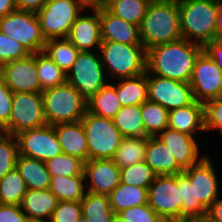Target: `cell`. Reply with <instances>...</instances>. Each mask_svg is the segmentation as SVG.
Listing matches in <instances>:
<instances>
[{
    "label": "cell",
    "instance_id": "49",
    "mask_svg": "<svg viewBox=\"0 0 222 222\" xmlns=\"http://www.w3.org/2000/svg\"><path fill=\"white\" fill-rule=\"evenodd\" d=\"M48 0H15L18 10L37 13Z\"/></svg>",
    "mask_w": 222,
    "mask_h": 222
},
{
    "label": "cell",
    "instance_id": "11",
    "mask_svg": "<svg viewBox=\"0 0 222 222\" xmlns=\"http://www.w3.org/2000/svg\"><path fill=\"white\" fill-rule=\"evenodd\" d=\"M47 124L42 93H13L9 123L1 130L12 135Z\"/></svg>",
    "mask_w": 222,
    "mask_h": 222
},
{
    "label": "cell",
    "instance_id": "41",
    "mask_svg": "<svg viewBox=\"0 0 222 222\" xmlns=\"http://www.w3.org/2000/svg\"><path fill=\"white\" fill-rule=\"evenodd\" d=\"M28 55V51L21 43L0 31V67L5 63L25 58Z\"/></svg>",
    "mask_w": 222,
    "mask_h": 222
},
{
    "label": "cell",
    "instance_id": "15",
    "mask_svg": "<svg viewBox=\"0 0 222 222\" xmlns=\"http://www.w3.org/2000/svg\"><path fill=\"white\" fill-rule=\"evenodd\" d=\"M189 83L197 102L222 98V70L204 51L196 60Z\"/></svg>",
    "mask_w": 222,
    "mask_h": 222
},
{
    "label": "cell",
    "instance_id": "16",
    "mask_svg": "<svg viewBox=\"0 0 222 222\" xmlns=\"http://www.w3.org/2000/svg\"><path fill=\"white\" fill-rule=\"evenodd\" d=\"M0 76L13 93H42L36 67V53L0 67Z\"/></svg>",
    "mask_w": 222,
    "mask_h": 222
},
{
    "label": "cell",
    "instance_id": "18",
    "mask_svg": "<svg viewBox=\"0 0 222 222\" xmlns=\"http://www.w3.org/2000/svg\"><path fill=\"white\" fill-rule=\"evenodd\" d=\"M157 137L166 145L183 170L197 164L206 156H199L196 136L166 128Z\"/></svg>",
    "mask_w": 222,
    "mask_h": 222
},
{
    "label": "cell",
    "instance_id": "22",
    "mask_svg": "<svg viewBox=\"0 0 222 222\" xmlns=\"http://www.w3.org/2000/svg\"><path fill=\"white\" fill-rule=\"evenodd\" d=\"M64 154L88 161V145L83 124L80 121L53 125Z\"/></svg>",
    "mask_w": 222,
    "mask_h": 222
},
{
    "label": "cell",
    "instance_id": "19",
    "mask_svg": "<svg viewBox=\"0 0 222 222\" xmlns=\"http://www.w3.org/2000/svg\"><path fill=\"white\" fill-rule=\"evenodd\" d=\"M93 15L81 14L71 26L67 38L75 45L79 51H90L99 47L102 43L100 5L90 6Z\"/></svg>",
    "mask_w": 222,
    "mask_h": 222
},
{
    "label": "cell",
    "instance_id": "2",
    "mask_svg": "<svg viewBox=\"0 0 222 222\" xmlns=\"http://www.w3.org/2000/svg\"><path fill=\"white\" fill-rule=\"evenodd\" d=\"M139 29L146 51L154 46L181 39L178 2L152 0Z\"/></svg>",
    "mask_w": 222,
    "mask_h": 222
},
{
    "label": "cell",
    "instance_id": "32",
    "mask_svg": "<svg viewBox=\"0 0 222 222\" xmlns=\"http://www.w3.org/2000/svg\"><path fill=\"white\" fill-rule=\"evenodd\" d=\"M152 0H107L103 6L113 15L140 26Z\"/></svg>",
    "mask_w": 222,
    "mask_h": 222
},
{
    "label": "cell",
    "instance_id": "35",
    "mask_svg": "<svg viewBox=\"0 0 222 222\" xmlns=\"http://www.w3.org/2000/svg\"><path fill=\"white\" fill-rule=\"evenodd\" d=\"M169 111L159 103L149 100L141 104V115L144 123L146 137H157L168 128Z\"/></svg>",
    "mask_w": 222,
    "mask_h": 222
},
{
    "label": "cell",
    "instance_id": "33",
    "mask_svg": "<svg viewBox=\"0 0 222 222\" xmlns=\"http://www.w3.org/2000/svg\"><path fill=\"white\" fill-rule=\"evenodd\" d=\"M82 215L88 222H112L115 213L111 210V204L107 195L94 194L86 191L80 201Z\"/></svg>",
    "mask_w": 222,
    "mask_h": 222
},
{
    "label": "cell",
    "instance_id": "27",
    "mask_svg": "<svg viewBox=\"0 0 222 222\" xmlns=\"http://www.w3.org/2000/svg\"><path fill=\"white\" fill-rule=\"evenodd\" d=\"M108 197L111 210L118 214L128 208L148 204V188L119 183Z\"/></svg>",
    "mask_w": 222,
    "mask_h": 222
},
{
    "label": "cell",
    "instance_id": "5",
    "mask_svg": "<svg viewBox=\"0 0 222 222\" xmlns=\"http://www.w3.org/2000/svg\"><path fill=\"white\" fill-rule=\"evenodd\" d=\"M99 54L105 71L113 79L134 77L146 72L147 51L143 45L102 41Z\"/></svg>",
    "mask_w": 222,
    "mask_h": 222
},
{
    "label": "cell",
    "instance_id": "20",
    "mask_svg": "<svg viewBox=\"0 0 222 222\" xmlns=\"http://www.w3.org/2000/svg\"><path fill=\"white\" fill-rule=\"evenodd\" d=\"M100 23L102 41L142 45L139 26L113 15L103 5H100Z\"/></svg>",
    "mask_w": 222,
    "mask_h": 222
},
{
    "label": "cell",
    "instance_id": "39",
    "mask_svg": "<svg viewBox=\"0 0 222 222\" xmlns=\"http://www.w3.org/2000/svg\"><path fill=\"white\" fill-rule=\"evenodd\" d=\"M120 173V183L143 188H149L156 177V173L145 161L122 168Z\"/></svg>",
    "mask_w": 222,
    "mask_h": 222
},
{
    "label": "cell",
    "instance_id": "6",
    "mask_svg": "<svg viewBox=\"0 0 222 222\" xmlns=\"http://www.w3.org/2000/svg\"><path fill=\"white\" fill-rule=\"evenodd\" d=\"M90 6L84 0H48L36 13L44 39L67 38L71 26Z\"/></svg>",
    "mask_w": 222,
    "mask_h": 222
},
{
    "label": "cell",
    "instance_id": "12",
    "mask_svg": "<svg viewBox=\"0 0 222 222\" xmlns=\"http://www.w3.org/2000/svg\"><path fill=\"white\" fill-rule=\"evenodd\" d=\"M148 205L163 220H182L181 188L177 175H156L148 188Z\"/></svg>",
    "mask_w": 222,
    "mask_h": 222
},
{
    "label": "cell",
    "instance_id": "53",
    "mask_svg": "<svg viewBox=\"0 0 222 222\" xmlns=\"http://www.w3.org/2000/svg\"><path fill=\"white\" fill-rule=\"evenodd\" d=\"M216 27H217V39H222V0H220L219 12L216 18Z\"/></svg>",
    "mask_w": 222,
    "mask_h": 222
},
{
    "label": "cell",
    "instance_id": "10",
    "mask_svg": "<svg viewBox=\"0 0 222 222\" xmlns=\"http://www.w3.org/2000/svg\"><path fill=\"white\" fill-rule=\"evenodd\" d=\"M189 178L195 205V217L207 213V209L219 198V185L216 171L210 156L183 170Z\"/></svg>",
    "mask_w": 222,
    "mask_h": 222
},
{
    "label": "cell",
    "instance_id": "3",
    "mask_svg": "<svg viewBox=\"0 0 222 222\" xmlns=\"http://www.w3.org/2000/svg\"><path fill=\"white\" fill-rule=\"evenodd\" d=\"M219 5L220 0L178 1L182 38L202 46L216 39Z\"/></svg>",
    "mask_w": 222,
    "mask_h": 222
},
{
    "label": "cell",
    "instance_id": "7",
    "mask_svg": "<svg viewBox=\"0 0 222 222\" xmlns=\"http://www.w3.org/2000/svg\"><path fill=\"white\" fill-rule=\"evenodd\" d=\"M88 145V160L112 159L123 136L112 119L90 113L81 119Z\"/></svg>",
    "mask_w": 222,
    "mask_h": 222
},
{
    "label": "cell",
    "instance_id": "25",
    "mask_svg": "<svg viewBox=\"0 0 222 222\" xmlns=\"http://www.w3.org/2000/svg\"><path fill=\"white\" fill-rule=\"evenodd\" d=\"M16 169L24 179L28 189H49L51 175L44 161L19 155Z\"/></svg>",
    "mask_w": 222,
    "mask_h": 222
},
{
    "label": "cell",
    "instance_id": "1",
    "mask_svg": "<svg viewBox=\"0 0 222 222\" xmlns=\"http://www.w3.org/2000/svg\"><path fill=\"white\" fill-rule=\"evenodd\" d=\"M203 46L186 39L160 44L147 50L146 70L159 77L189 83Z\"/></svg>",
    "mask_w": 222,
    "mask_h": 222
},
{
    "label": "cell",
    "instance_id": "34",
    "mask_svg": "<svg viewBox=\"0 0 222 222\" xmlns=\"http://www.w3.org/2000/svg\"><path fill=\"white\" fill-rule=\"evenodd\" d=\"M43 52L67 73L74 64L79 50L68 38H59L47 40Z\"/></svg>",
    "mask_w": 222,
    "mask_h": 222
},
{
    "label": "cell",
    "instance_id": "13",
    "mask_svg": "<svg viewBox=\"0 0 222 222\" xmlns=\"http://www.w3.org/2000/svg\"><path fill=\"white\" fill-rule=\"evenodd\" d=\"M148 100L168 111L189 106L196 100L190 83L152 75L147 71Z\"/></svg>",
    "mask_w": 222,
    "mask_h": 222
},
{
    "label": "cell",
    "instance_id": "43",
    "mask_svg": "<svg viewBox=\"0 0 222 222\" xmlns=\"http://www.w3.org/2000/svg\"><path fill=\"white\" fill-rule=\"evenodd\" d=\"M118 215L127 222H163L164 220L148 205L134 206Z\"/></svg>",
    "mask_w": 222,
    "mask_h": 222
},
{
    "label": "cell",
    "instance_id": "23",
    "mask_svg": "<svg viewBox=\"0 0 222 222\" xmlns=\"http://www.w3.org/2000/svg\"><path fill=\"white\" fill-rule=\"evenodd\" d=\"M168 128L190 136H195L199 130L205 132L204 104L195 101L189 106L169 111Z\"/></svg>",
    "mask_w": 222,
    "mask_h": 222
},
{
    "label": "cell",
    "instance_id": "42",
    "mask_svg": "<svg viewBox=\"0 0 222 222\" xmlns=\"http://www.w3.org/2000/svg\"><path fill=\"white\" fill-rule=\"evenodd\" d=\"M82 216L79 201H59L49 222H77Z\"/></svg>",
    "mask_w": 222,
    "mask_h": 222
},
{
    "label": "cell",
    "instance_id": "55",
    "mask_svg": "<svg viewBox=\"0 0 222 222\" xmlns=\"http://www.w3.org/2000/svg\"><path fill=\"white\" fill-rule=\"evenodd\" d=\"M112 222H127V221L123 220L118 214H115Z\"/></svg>",
    "mask_w": 222,
    "mask_h": 222
},
{
    "label": "cell",
    "instance_id": "56",
    "mask_svg": "<svg viewBox=\"0 0 222 222\" xmlns=\"http://www.w3.org/2000/svg\"><path fill=\"white\" fill-rule=\"evenodd\" d=\"M77 222H88V220L86 219L85 216L82 215V216L78 219Z\"/></svg>",
    "mask_w": 222,
    "mask_h": 222
},
{
    "label": "cell",
    "instance_id": "50",
    "mask_svg": "<svg viewBox=\"0 0 222 222\" xmlns=\"http://www.w3.org/2000/svg\"><path fill=\"white\" fill-rule=\"evenodd\" d=\"M207 213L215 220L222 222V199H217L208 209Z\"/></svg>",
    "mask_w": 222,
    "mask_h": 222
},
{
    "label": "cell",
    "instance_id": "26",
    "mask_svg": "<svg viewBox=\"0 0 222 222\" xmlns=\"http://www.w3.org/2000/svg\"><path fill=\"white\" fill-rule=\"evenodd\" d=\"M116 94L122 106L141 105L148 100L147 70L138 76L121 78Z\"/></svg>",
    "mask_w": 222,
    "mask_h": 222
},
{
    "label": "cell",
    "instance_id": "28",
    "mask_svg": "<svg viewBox=\"0 0 222 222\" xmlns=\"http://www.w3.org/2000/svg\"><path fill=\"white\" fill-rule=\"evenodd\" d=\"M84 175L51 176L49 190L58 201H81L86 193Z\"/></svg>",
    "mask_w": 222,
    "mask_h": 222
},
{
    "label": "cell",
    "instance_id": "36",
    "mask_svg": "<svg viewBox=\"0 0 222 222\" xmlns=\"http://www.w3.org/2000/svg\"><path fill=\"white\" fill-rule=\"evenodd\" d=\"M27 191L24 179L14 168L0 179V204L19 206Z\"/></svg>",
    "mask_w": 222,
    "mask_h": 222
},
{
    "label": "cell",
    "instance_id": "30",
    "mask_svg": "<svg viewBox=\"0 0 222 222\" xmlns=\"http://www.w3.org/2000/svg\"><path fill=\"white\" fill-rule=\"evenodd\" d=\"M122 108L116 94V86L108 83L87 101V110L95 115L113 119Z\"/></svg>",
    "mask_w": 222,
    "mask_h": 222
},
{
    "label": "cell",
    "instance_id": "8",
    "mask_svg": "<svg viewBox=\"0 0 222 222\" xmlns=\"http://www.w3.org/2000/svg\"><path fill=\"white\" fill-rule=\"evenodd\" d=\"M0 31L21 43L29 54L44 51L46 40L35 12L17 9L7 14L0 18Z\"/></svg>",
    "mask_w": 222,
    "mask_h": 222
},
{
    "label": "cell",
    "instance_id": "57",
    "mask_svg": "<svg viewBox=\"0 0 222 222\" xmlns=\"http://www.w3.org/2000/svg\"><path fill=\"white\" fill-rule=\"evenodd\" d=\"M163 222H184L183 220H164Z\"/></svg>",
    "mask_w": 222,
    "mask_h": 222
},
{
    "label": "cell",
    "instance_id": "54",
    "mask_svg": "<svg viewBox=\"0 0 222 222\" xmlns=\"http://www.w3.org/2000/svg\"><path fill=\"white\" fill-rule=\"evenodd\" d=\"M89 6L103 5L107 0H84Z\"/></svg>",
    "mask_w": 222,
    "mask_h": 222
},
{
    "label": "cell",
    "instance_id": "44",
    "mask_svg": "<svg viewBox=\"0 0 222 222\" xmlns=\"http://www.w3.org/2000/svg\"><path fill=\"white\" fill-rule=\"evenodd\" d=\"M205 132L220 129L222 131V98L211 99L204 103Z\"/></svg>",
    "mask_w": 222,
    "mask_h": 222
},
{
    "label": "cell",
    "instance_id": "14",
    "mask_svg": "<svg viewBox=\"0 0 222 222\" xmlns=\"http://www.w3.org/2000/svg\"><path fill=\"white\" fill-rule=\"evenodd\" d=\"M15 136L18 141L19 155L47 162L63 153L53 125L46 124L27 129Z\"/></svg>",
    "mask_w": 222,
    "mask_h": 222
},
{
    "label": "cell",
    "instance_id": "31",
    "mask_svg": "<svg viewBox=\"0 0 222 222\" xmlns=\"http://www.w3.org/2000/svg\"><path fill=\"white\" fill-rule=\"evenodd\" d=\"M112 120L123 137H146L141 105L122 106Z\"/></svg>",
    "mask_w": 222,
    "mask_h": 222
},
{
    "label": "cell",
    "instance_id": "45",
    "mask_svg": "<svg viewBox=\"0 0 222 222\" xmlns=\"http://www.w3.org/2000/svg\"><path fill=\"white\" fill-rule=\"evenodd\" d=\"M178 188H181L182 220L195 217L192 187L189 178L184 173L178 174Z\"/></svg>",
    "mask_w": 222,
    "mask_h": 222
},
{
    "label": "cell",
    "instance_id": "51",
    "mask_svg": "<svg viewBox=\"0 0 222 222\" xmlns=\"http://www.w3.org/2000/svg\"><path fill=\"white\" fill-rule=\"evenodd\" d=\"M17 10L15 0H0V18Z\"/></svg>",
    "mask_w": 222,
    "mask_h": 222
},
{
    "label": "cell",
    "instance_id": "47",
    "mask_svg": "<svg viewBox=\"0 0 222 222\" xmlns=\"http://www.w3.org/2000/svg\"><path fill=\"white\" fill-rule=\"evenodd\" d=\"M0 222H29L20 206L0 204Z\"/></svg>",
    "mask_w": 222,
    "mask_h": 222
},
{
    "label": "cell",
    "instance_id": "48",
    "mask_svg": "<svg viewBox=\"0 0 222 222\" xmlns=\"http://www.w3.org/2000/svg\"><path fill=\"white\" fill-rule=\"evenodd\" d=\"M203 51L215 61L222 70V39H214L203 46Z\"/></svg>",
    "mask_w": 222,
    "mask_h": 222
},
{
    "label": "cell",
    "instance_id": "17",
    "mask_svg": "<svg viewBox=\"0 0 222 222\" xmlns=\"http://www.w3.org/2000/svg\"><path fill=\"white\" fill-rule=\"evenodd\" d=\"M84 177L90 182L86 191L108 196L118 187L121 173L112 159H91L85 162Z\"/></svg>",
    "mask_w": 222,
    "mask_h": 222
},
{
    "label": "cell",
    "instance_id": "37",
    "mask_svg": "<svg viewBox=\"0 0 222 222\" xmlns=\"http://www.w3.org/2000/svg\"><path fill=\"white\" fill-rule=\"evenodd\" d=\"M36 67L40 85L43 90L65 84L67 82V73H65L43 51L36 53Z\"/></svg>",
    "mask_w": 222,
    "mask_h": 222
},
{
    "label": "cell",
    "instance_id": "52",
    "mask_svg": "<svg viewBox=\"0 0 222 222\" xmlns=\"http://www.w3.org/2000/svg\"><path fill=\"white\" fill-rule=\"evenodd\" d=\"M184 222H219L213 219L208 213L185 219Z\"/></svg>",
    "mask_w": 222,
    "mask_h": 222
},
{
    "label": "cell",
    "instance_id": "4",
    "mask_svg": "<svg viewBox=\"0 0 222 222\" xmlns=\"http://www.w3.org/2000/svg\"><path fill=\"white\" fill-rule=\"evenodd\" d=\"M42 96L49 125L80 121L87 112V100L68 82L43 90Z\"/></svg>",
    "mask_w": 222,
    "mask_h": 222
},
{
    "label": "cell",
    "instance_id": "21",
    "mask_svg": "<svg viewBox=\"0 0 222 222\" xmlns=\"http://www.w3.org/2000/svg\"><path fill=\"white\" fill-rule=\"evenodd\" d=\"M58 202L49 189H28L19 206L29 222H49Z\"/></svg>",
    "mask_w": 222,
    "mask_h": 222
},
{
    "label": "cell",
    "instance_id": "9",
    "mask_svg": "<svg viewBox=\"0 0 222 222\" xmlns=\"http://www.w3.org/2000/svg\"><path fill=\"white\" fill-rule=\"evenodd\" d=\"M105 69L99 51H79L71 69L67 72V82L74 86L88 101L102 87L106 86Z\"/></svg>",
    "mask_w": 222,
    "mask_h": 222
},
{
    "label": "cell",
    "instance_id": "38",
    "mask_svg": "<svg viewBox=\"0 0 222 222\" xmlns=\"http://www.w3.org/2000/svg\"><path fill=\"white\" fill-rule=\"evenodd\" d=\"M45 163L51 176L84 175L85 161L75 156L62 153Z\"/></svg>",
    "mask_w": 222,
    "mask_h": 222
},
{
    "label": "cell",
    "instance_id": "29",
    "mask_svg": "<svg viewBox=\"0 0 222 222\" xmlns=\"http://www.w3.org/2000/svg\"><path fill=\"white\" fill-rule=\"evenodd\" d=\"M148 137H123L112 161L120 168L145 160Z\"/></svg>",
    "mask_w": 222,
    "mask_h": 222
},
{
    "label": "cell",
    "instance_id": "24",
    "mask_svg": "<svg viewBox=\"0 0 222 222\" xmlns=\"http://www.w3.org/2000/svg\"><path fill=\"white\" fill-rule=\"evenodd\" d=\"M144 161L156 175L183 173V169L177 164L172 153L158 137H148Z\"/></svg>",
    "mask_w": 222,
    "mask_h": 222
},
{
    "label": "cell",
    "instance_id": "46",
    "mask_svg": "<svg viewBox=\"0 0 222 222\" xmlns=\"http://www.w3.org/2000/svg\"><path fill=\"white\" fill-rule=\"evenodd\" d=\"M12 100L13 92L0 76V130H2L9 123Z\"/></svg>",
    "mask_w": 222,
    "mask_h": 222
},
{
    "label": "cell",
    "instance_id": "40",
    "mask_svg": "<svg viewBox=\"0 0 222 222\" xmlns=\"http://www.w3.org/2000/svg\"><path fill=\"white\" fill-rule=\"evenodd\" d=\"M19 156L18 141L15 135L0 132V179L16 168Z\"/></svg>",
    "mask_w": 222,
    "mask_h": 222
}]
</instances>
